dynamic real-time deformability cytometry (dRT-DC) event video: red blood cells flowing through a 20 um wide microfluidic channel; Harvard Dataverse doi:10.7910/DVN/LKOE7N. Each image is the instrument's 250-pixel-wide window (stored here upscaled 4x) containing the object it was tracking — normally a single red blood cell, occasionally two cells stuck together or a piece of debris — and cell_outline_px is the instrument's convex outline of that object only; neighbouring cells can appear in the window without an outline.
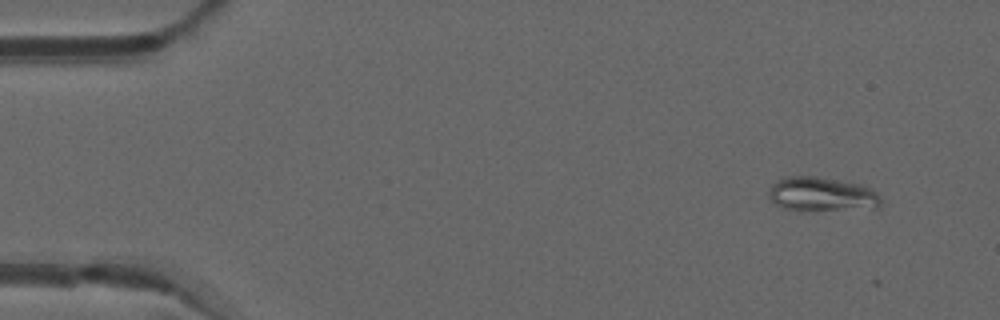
{"species": "common noctule bat (a hibernating species)", "species_latin": "Nyctalus noctula", "temperature_condition": "warm", "stored_images_in_passage": 6, "camera_frame_rate_fps": 3000, "um_per_image_px": 0.085, "animal": {"sex": "male", "forearm_length_mm": 52.5}, "frame": {"image": 1, "passage_image": 1, "time_ms": 0.0, "image_size_px": [1000, 320], "cell_outline_px": [[884, 200], [876, 208], [800, 212], [784, 208], [776, 204], [768, 196], [768, 192], [772, 184], [776, 180], [788, 176], [816, 176], [864, 184], [872, 188]], "centroid_in_image_um": [69.88, 16.53], "position_along_channel_um": 15.1, "area_um2": 23.12}}